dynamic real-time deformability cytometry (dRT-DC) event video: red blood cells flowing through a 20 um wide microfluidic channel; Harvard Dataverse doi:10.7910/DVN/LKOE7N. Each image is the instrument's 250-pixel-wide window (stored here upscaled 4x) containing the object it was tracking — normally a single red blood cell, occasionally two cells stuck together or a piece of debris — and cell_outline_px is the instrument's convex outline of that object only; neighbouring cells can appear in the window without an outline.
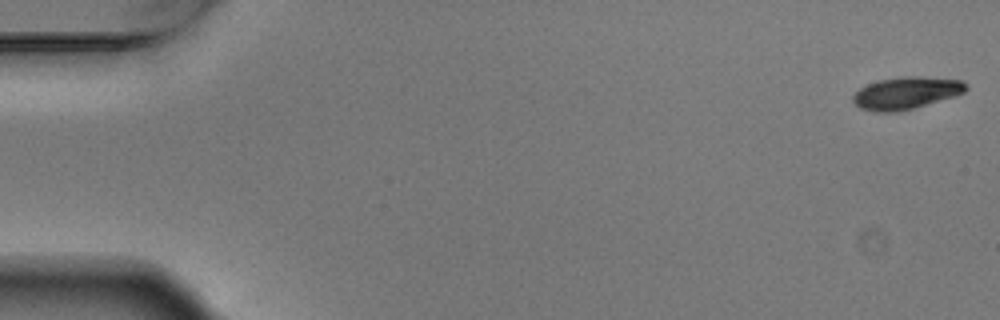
{"species": "Egyptian fruit bat (a non-hibernating species)", "species_latin": "Rousettus aegyptiacus", "temperature_condition": "warm", "stored_images_in_passage": 6, "camera_frame_rate_fps": 3000, "um_per_image_px": 0.085, "animal": {"sex": "male"}, "frame": {"image": 1, "passage_image": 1, "time_ms": 0.0, "image_size_px": [1000, 320], "cell_outline_px": [[968, 88], [964, 92], [956, 96], [912, 108], [896, 112], [876, 112], [860, 108], [852, 100], [852, 96], [860, 88], [868, 84], [880, 80], [900, 76], [920, 76], [960, 80], [968, 84]], "centroid_in_image_um": [77.03, 7.9], "position_along_channel_um": 8.0, "area_um2": 21.15}}
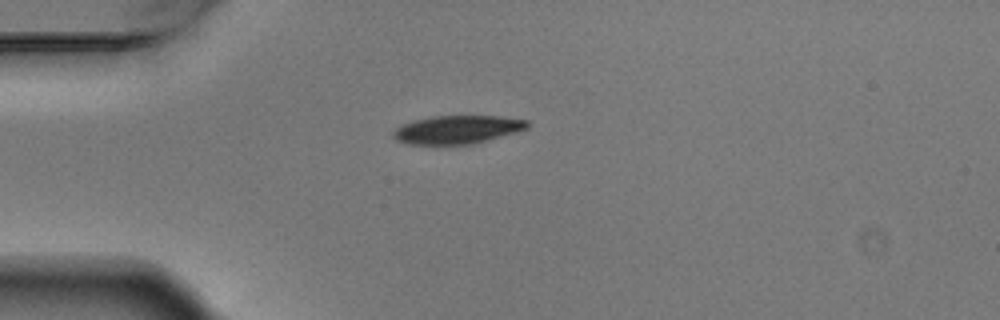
{"frame": {"image": 2, "passage_image": 4, "time_ms": 1.0, "image_size_px": [1000, 320], "cell_outline_px": [[528, 128], [516, 132], [472, 144], [408, 144], [396, 140], [392, 136], [392, 132], [396, 128], [404, 124], [416, 120], [432, 116], [500, 116], [528, 120]], "centroid_in_image_um": [38.87, 11.01], "position_along_channel_um": 46.1, "area_um2": 21.91}}
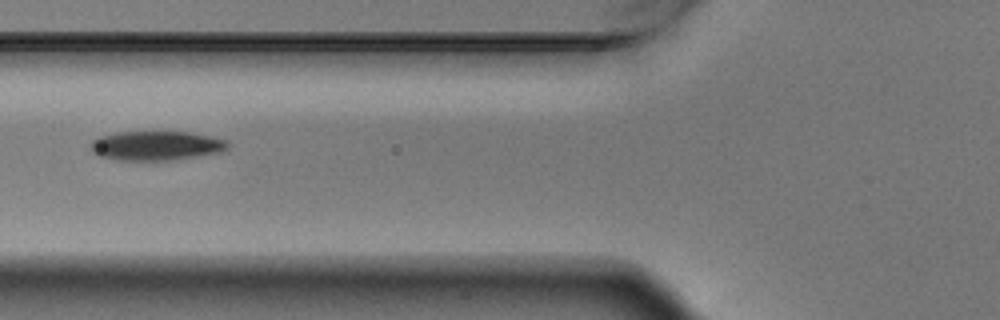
{"frame": {"image": 3, "passage_image": 6, "time_ms": 1.667, "image_size_px": [1000, 320], "cell_outline_px": [[228, 148], [220, 152], [176, 160], [116, 160], [100, 156], [92, 152], [88, 148], [92, 140], [100, 136], [116, 132], [192, 132], [212, 136], [228, 140]], "centroid_in_image_um": [13.27, 12.38], "position_along_channel_um": 112.5, "area_um2": 23.7}}